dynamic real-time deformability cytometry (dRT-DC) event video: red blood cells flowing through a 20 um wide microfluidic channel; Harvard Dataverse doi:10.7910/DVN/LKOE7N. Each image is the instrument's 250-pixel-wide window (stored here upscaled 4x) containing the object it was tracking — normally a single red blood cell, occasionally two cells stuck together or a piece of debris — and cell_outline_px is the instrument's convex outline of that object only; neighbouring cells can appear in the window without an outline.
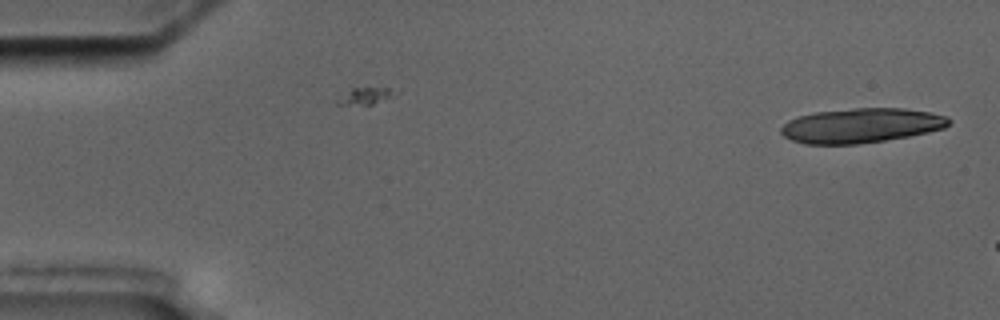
{"species": "common noctule bat (a hibernating species)", "species_latin": "Nyctalus noctula", "temperature_condition": "cold", "stored_images_in_passage": 3, "camera_frame_rate_fps": 3000, "um_per_image_px": 0.085, "animal": {"sex": "male", "body_mass_g": 17.5, "forearm_length_mm": 52.3}, "frame": {"image": 1, "passage_image": 3, "time_ms": 2.0, "image_size_px": [1000, 320], "cell_outline_px": [[952, 120], [944, 128], [928, 132], [908, 136], [884, 140], [856, 144], [804, 144], [792, 140], [784, 136], [780, 132], [780, 128], [788, 120], [800, 116], [816, 112], [852, 108], [904, 108], [932, 112], [948, 116]], "centroid_in_image_um": [73.22, 10.66], "position_along_channel_um": 11.8, "area_um2": 33.87}}